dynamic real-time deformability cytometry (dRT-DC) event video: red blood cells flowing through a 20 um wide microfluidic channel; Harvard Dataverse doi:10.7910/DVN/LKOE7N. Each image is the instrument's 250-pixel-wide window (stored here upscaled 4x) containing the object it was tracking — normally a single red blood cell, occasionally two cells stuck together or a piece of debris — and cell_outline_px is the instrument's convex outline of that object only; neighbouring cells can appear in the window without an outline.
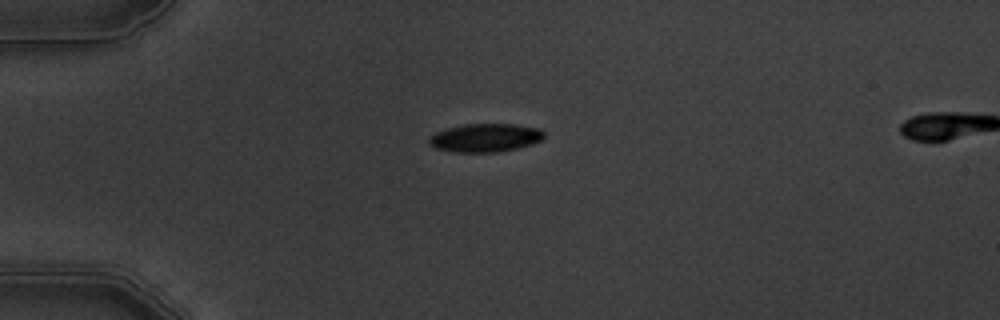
{"species": "common noctule bat (a hibernating species)", "species_latin": "Nyctalus noctula", "temperature_condition": "warm", "stored_images_in_passage": 3, "segment_of_instrument_passage": [1, 2], "camera_frame_rate_fps": 3000, "um_per_image_px": 0.085, "animal": {"sex": "male", "body_mass_g": 19.5, "forearm_length_mm": 54.6}, "frame": {"image": 1, "passage_image": 1, "time_ms": 0.0, "image_size_px": [1000, 320], "cell_outline_px": [[544, 140], [532, 144], [500, 152], [456, 152], [436, 148], [428, 144], [428, 140], [436, 132], [448, 128], [464, 124], [516, 124], [540, 128], [544, 132]], "centroid_in_image_um": [41.29, 11.71], "position_along_channel_um": 43.7, "area_um2": 19.07}}